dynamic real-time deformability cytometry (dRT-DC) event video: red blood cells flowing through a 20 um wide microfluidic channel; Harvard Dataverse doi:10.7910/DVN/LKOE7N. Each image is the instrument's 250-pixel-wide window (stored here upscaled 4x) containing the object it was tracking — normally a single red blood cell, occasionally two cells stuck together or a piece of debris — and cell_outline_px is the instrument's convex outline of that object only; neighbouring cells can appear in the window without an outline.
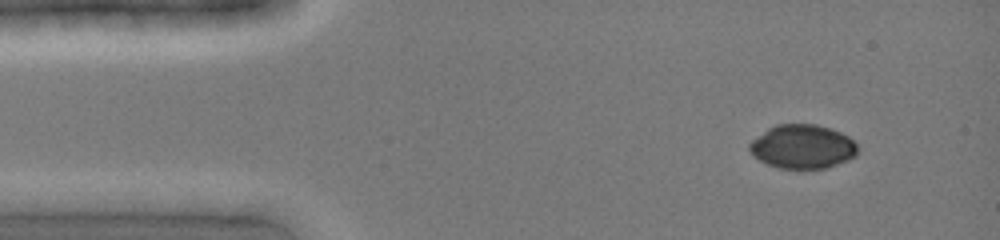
{"species": "common noctule bat (a hibernating species)", "species_latin": "Nyctalus noctula", "temperature_condition": "cold", "stored_images_in_passage": 3, "camera_frame_rate_fps": 3000, "um_per_image_px": 0.085, "animal": {"sex": "female", "body_mass_g": 19.0, "forearm_length_mm": 51.5}, "frame": {"image": 1, "passage_image": 1, "time_ms": 0.0, "image_size_px": [1000, 240], "cell_outline_px": [[856, 156], [848, 160], [828, 168], [780, 168], [768, 164], [752, 156], [748, 148], [748, 144], [752, 140], [768, 128], [776, 124], [816, 124], [832, 128], [848, 136], [856, 144]], "centroid_in_image_um": [68.2, 12.46], "position_along_channel_um": 16.8, "area_um2": 27.74}}